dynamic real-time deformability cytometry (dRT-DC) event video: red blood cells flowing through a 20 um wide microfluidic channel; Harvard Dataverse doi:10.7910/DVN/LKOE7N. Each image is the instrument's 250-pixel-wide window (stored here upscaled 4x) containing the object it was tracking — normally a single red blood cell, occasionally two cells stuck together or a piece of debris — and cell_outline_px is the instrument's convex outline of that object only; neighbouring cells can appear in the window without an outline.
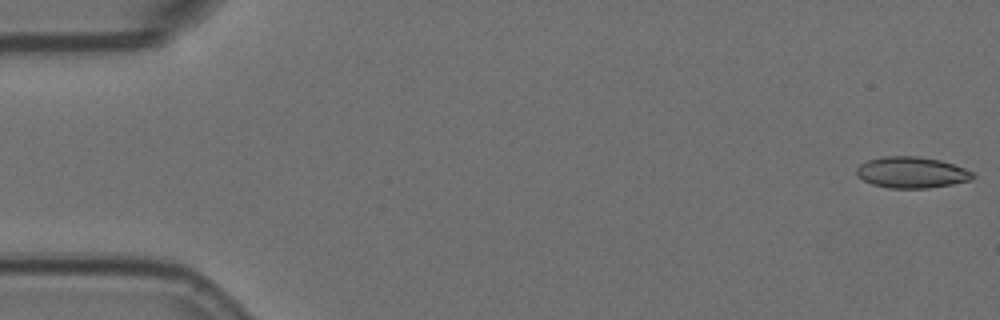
{"species": "Egyptian fruit bat (a non-hibernating species)", "species_latin": "Rousettus aegyptiacus", "temperature_condition": "room temperature", "stored_images_in_passage": 15, "camera_frame_rate_fps": 3000, "um_per_image_px": 0.085, "animal": {"sex": "female"}, "frame": {"image": 1, "passage_image": 1, "time_ms": 0.0, "image_size_px": [1000, 320], "cell_outline_px": [[976, 176], [972, 180], [952, 184], [928, 188], [888, 188], [872, 184], [856, 176], [856, 168], [860, 164], [868, 160], [880, 156], [916, 156], [940, 160], [964, 168], [972, 172]], "centroid_in_image_um": [77.47, 14.65], "position_along_channel_um": 7.5, "area_um2": 21.21}}
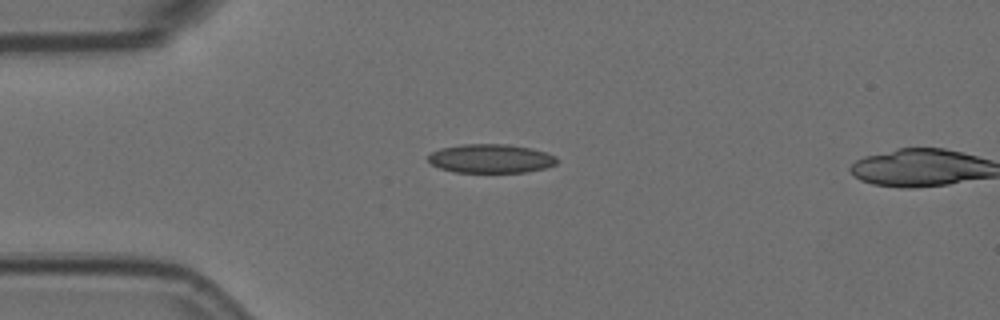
{"frame": {"image": 2, "passage_image": 14, "time_ms": 4.333, "image_size_px": [1000, 320], "cell_outline_px": [[556, 164], [544, 168], [524, 172], [456, 172], [440, 168], [432, 164], [428, 160], [428, 156], [432, 152], [440, 148], [464, 144], [508, 144], [532, 148], [556, 156]], "centroid_in_image_um": [41.71, 13.47], "position_along_channel_um": 43.3, "area_um2": 21.5}}